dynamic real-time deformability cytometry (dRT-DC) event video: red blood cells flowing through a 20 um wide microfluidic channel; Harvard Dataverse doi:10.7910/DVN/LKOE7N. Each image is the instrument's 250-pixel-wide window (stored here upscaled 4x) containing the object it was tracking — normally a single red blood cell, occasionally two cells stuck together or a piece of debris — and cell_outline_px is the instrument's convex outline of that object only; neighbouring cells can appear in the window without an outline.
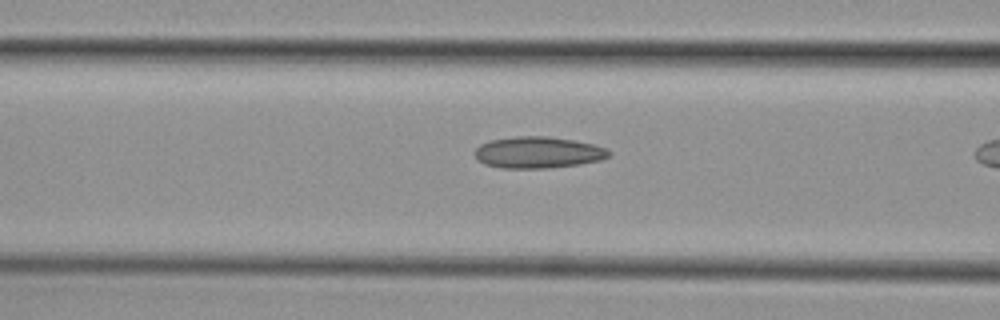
{"species": "common noctule bat (a hibernating species)", "species_latin": "Nyctalus noctula", "temperature_condition": "cold", "stored_images_in_passage": 12, "camera_frame_rate_fps": 3000, "um_per_image_px": 0.085, "animal": {"sex": "female", "body_mass_g": 29.2, "forearm_length_mm": 56.3}, "frame": {"image": 1, "passage_image": 10, "time_ms": 3.0, "image_size_px": [1000, 320], "cell_outline_px": [[612, 152], [608, 156], [600, 160], [580, 164], [548, 168], [500, 168], [484, 164], [476, 160], [472, 152], [480, 144], [492, 140], [516, 136], [548, 136], [576, 140], [592, 144], [604, 148]], "centroid_in_image_um": [45.68, 12.96], "position_along_channel_um": 120.9, "area_um2": 24.8}}